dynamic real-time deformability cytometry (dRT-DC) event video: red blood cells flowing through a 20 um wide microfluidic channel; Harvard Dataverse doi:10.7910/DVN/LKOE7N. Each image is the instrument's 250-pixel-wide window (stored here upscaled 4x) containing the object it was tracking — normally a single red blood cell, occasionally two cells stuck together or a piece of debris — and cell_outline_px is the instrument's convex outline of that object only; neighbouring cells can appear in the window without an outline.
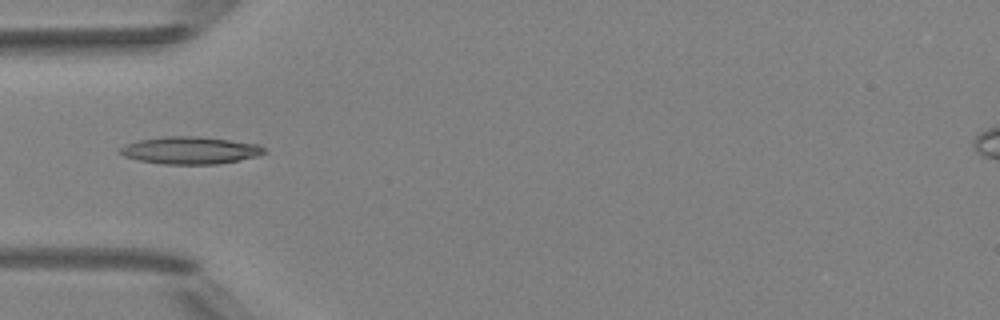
{"species": "Egyptian fruit bat (a non-hibernating species)", "species_latin": "Rousettus aegyptiacus", "temperature_condition": "room temperature", "stored_images_in_passage": 6, "camera_frame_rate_fps": 3000, "um_per_image_px": 0.085, "animal": {"sex": "female"}, "frame": {"image": 1, "passage_image": 5, "time_ms": 4.667, "image_size_px": [1000, 320], "cell_outline_px": [[268, 152], [256, 156], [240, 160], [216, 164], [164, 164], [140, 160], [124, 156], [116, 152], [116, 148], [124, 144], [136, 140], [164, 136], [200, 136], [260, 144]], "centroid_in_image_um": [16.12, 12.77], "position_along_channel_um": 68.9, "area_um2": 23.29}}
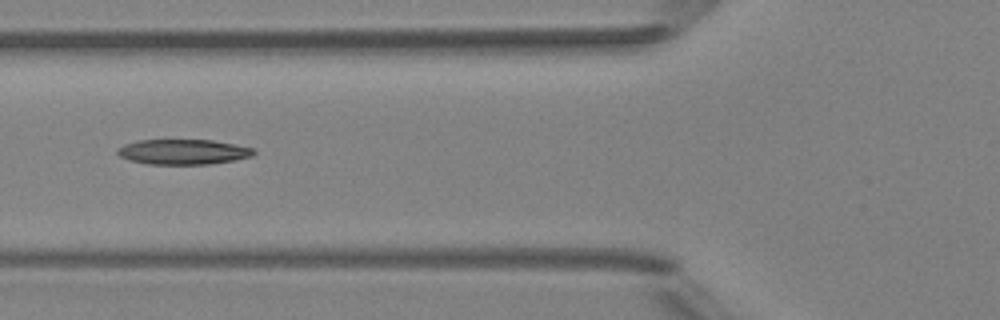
{"frame": {"image": 2, "passage_image": 6, "time_ms": 5.667, "image_size_px": [1000, 320], "cell_outline_px": [[256, 152], [252, 156], [236, 160], [208, 164], [148, 164], [128, 160], [120, 156], [116, 152], [116, 148], [124, 144], [136, 140], [212, 140], [252, 148]], "centroid_in_image_um": [15.52, 12.91], "position_along_channel_um": 110.3, "area_um2": 20.0}}